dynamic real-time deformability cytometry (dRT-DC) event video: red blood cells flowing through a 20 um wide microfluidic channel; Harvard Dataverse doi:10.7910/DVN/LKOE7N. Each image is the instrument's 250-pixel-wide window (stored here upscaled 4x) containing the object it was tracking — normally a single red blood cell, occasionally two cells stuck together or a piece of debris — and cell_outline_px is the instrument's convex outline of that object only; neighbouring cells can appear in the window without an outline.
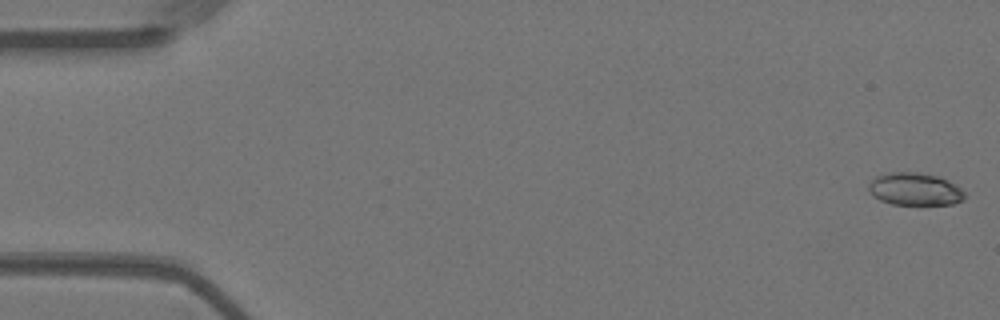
{"species": "Egyptian fruit bat (a non-hibernating species)", "species_latin": "Rousettus aegyptiacus", "temperature_condition": "warm", "stored_images_in_passage": 15, "camera_frame_rate_fps": 3000, "um_per_image_px": 0.085, "animal": {"sex": "female"}, "frame": {"image": 1, "passage_image": 1, "time_ms": 0.0, "image_size_px": [1000, 320], "cell_outline_px": [[964, 200], [952, 204], [892, 204], [880, 200], [868, 188], [868, 184], [876, 176], [888, 172], [916, 172], [936, 176], [948, 180], [960, 188], [964, 192]], "centroid_in_image_um": [77.77, 16.07], "position_along_channel_um": 7.2, "area_um2": 17.98}}